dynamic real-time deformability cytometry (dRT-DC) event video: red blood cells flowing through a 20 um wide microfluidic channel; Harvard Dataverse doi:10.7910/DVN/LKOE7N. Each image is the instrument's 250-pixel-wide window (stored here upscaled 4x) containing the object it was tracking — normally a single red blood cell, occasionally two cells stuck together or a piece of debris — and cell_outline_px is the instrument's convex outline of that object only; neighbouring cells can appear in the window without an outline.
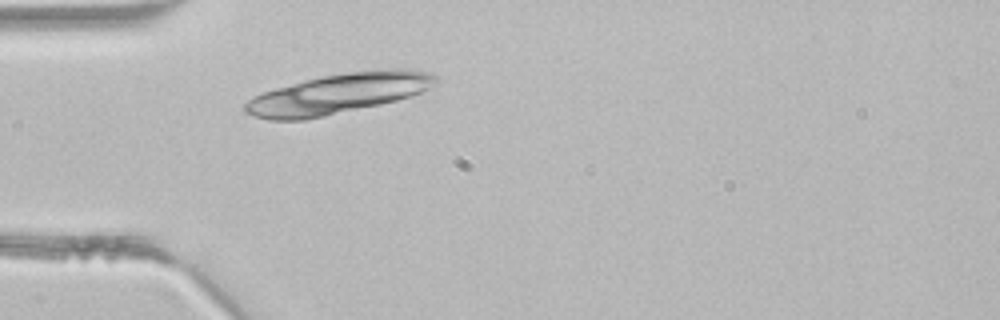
{"species": "common noctule bat (a hibernating species)", "species_latin": "Nyctalus noctula", "temperature_condition": "room temperature", "stored_images_in_passage": 3, "camera_frame_rate_fps": 3000, "um_per_image_px": 0.085, "animal": {"sex": "male", "body_mass_g": 21.5, "forearm_length_mm": 52.0}, "frame": {"image": 1, "passage_image": 3, "time_ms": 0.667, "image_size_px": [1000, 320], "cell_outline_px": [[440, 80], [436, 84], [420, 92], [396, 100], [380, 104], [324, 116], [304, 120], [268, 120], [252, 116], [244, 112], [244, 104], [252, 96], [276, 88], [304, 80], [320, 76], [348, 72], [380, 68], [412, 68], [432, 72]], "centroid_in_image_um": [28.77, 7.94], "position_along_channel_um": 56.2, "area_um2": 44.85}}